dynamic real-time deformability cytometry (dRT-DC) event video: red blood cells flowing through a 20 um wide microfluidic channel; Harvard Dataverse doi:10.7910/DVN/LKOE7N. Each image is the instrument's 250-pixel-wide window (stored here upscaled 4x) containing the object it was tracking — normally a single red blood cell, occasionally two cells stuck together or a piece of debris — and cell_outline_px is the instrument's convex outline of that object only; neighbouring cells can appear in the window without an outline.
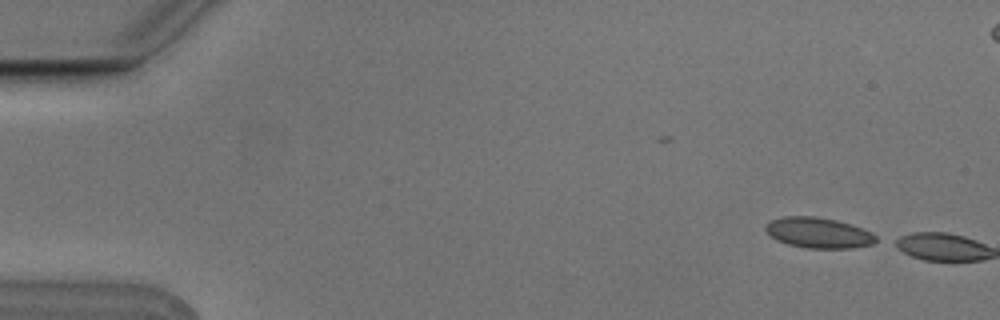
{"species": "Egyptian fruit bat (a non-hibernating species)", "species_latin": "Rousettus aegyptiacus", "temperature_condition": "cold", "stored_images_in_passage": 2, "camera_frame_rate_fps": 3000, "um_per_image_px": 0.085, "animal": {"sex": "male"}, "frame": {"image": 1, "passage_image": 2, "time_ms": 0.333, "image_size_px": [1000, 320], "cell_outline_px": [[880, 240], [872, 244], [852, 248], [804, 248], [788, 244], [776, 240], [764, 228], [764, 224], [772, 220], [784, 216], [816, 216], [836, 220], [852, 224], [872, 232]], "centroid_in_image_um": [69.59, 19.78], "position_along_channel_um": 15.4, "area_um2": 19.83}}